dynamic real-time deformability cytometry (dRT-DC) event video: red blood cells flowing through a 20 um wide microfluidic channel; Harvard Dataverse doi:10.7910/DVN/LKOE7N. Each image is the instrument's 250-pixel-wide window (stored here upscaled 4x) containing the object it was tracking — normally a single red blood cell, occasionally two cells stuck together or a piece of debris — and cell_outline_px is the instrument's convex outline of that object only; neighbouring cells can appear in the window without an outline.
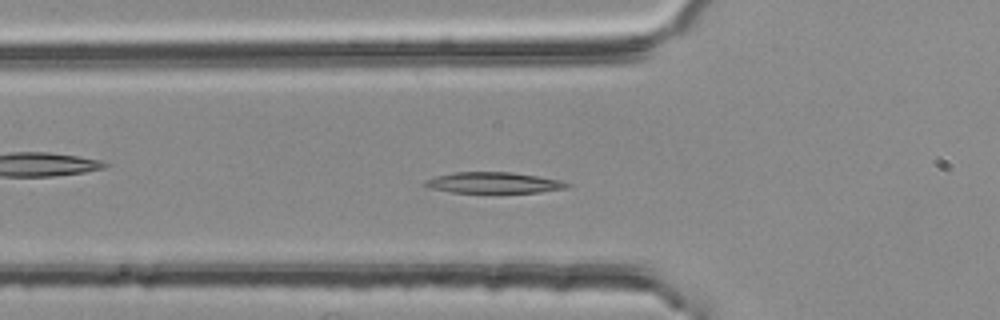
{"species": "common noctule bat (a hibernating species)", "species_latin": "Nyctalus noctula", "temperature_condition": "room temperature", "stored_images_in_passage": 46, "camera_frame_rate_fps": 3000, "um_per_image_px": 0.085, "animal": {"sex": "female", "body_mass_g": 25.1}, "frame": {"image": 1, "passage_image": 12, "time_ms": 3.667, "image_size_px": [1000, 320], "cell_outline_px": [[572, 184], [568, 188], [540, 192], [452, 192], [428, 188], [424, 184], [424, 180], [436, 176], [452, 172], [512, 172], [560, 180]], "centroid_in_image_um": [41.95, 15.52], "position_along_channel_um": 83.9, "area_um2": 17.28}}
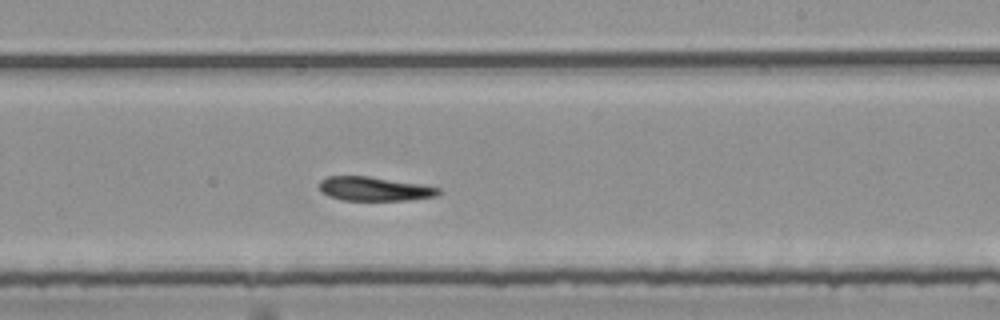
{"frame": {"image": 2, "passage_image": 26, "time_ms": 8.333, "image_size_px": [1000, 320], "cell_outline_px": [[444, 192], [440, 196], [408, 200], [340, 200], [328, 196], [320, 192], [320, 180], [328, 176], [368, 176], [424, 184], [440, 188]], "centroid_in_image_um": [31.89, 16.05], "position_along_channel_um": 257.1, "area_um2": 17.05}}
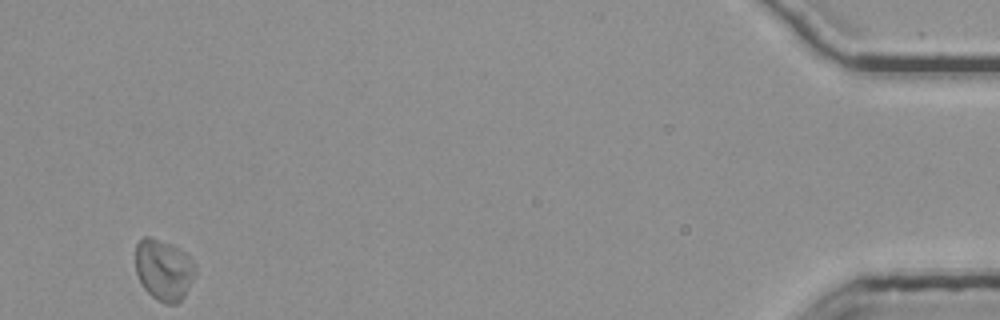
{"frame": {"image": 3, "passage_image": 46, "time_ms": 15.0, "image_size_px": [1000, 320], "cell_outline_px": [[196, 272], [184, 296], [176, 304], [164, 304], [156, 300], [144, 288], [136, 272], [136, 244], [144, 236], [148, 236], [172, 244], [180, 248], [192, 260], [196, 268]], "centroid_in_image_um": [13.92, 22.93], "position_along_channel_um": 421.3, "area_um2": 21.27}, "authors_computed_cell_mechanics": {"area_um2": 18.3226, "velocity_mm_per_s": 3.7201, "shape_relaxation_time_tau1_ms": 7.8045, "shape_relaxation_time_tau2_ms": 8.3503, "deformation_change_tau1": 0.1729, "deformation_change_tau2": 0.1051}}